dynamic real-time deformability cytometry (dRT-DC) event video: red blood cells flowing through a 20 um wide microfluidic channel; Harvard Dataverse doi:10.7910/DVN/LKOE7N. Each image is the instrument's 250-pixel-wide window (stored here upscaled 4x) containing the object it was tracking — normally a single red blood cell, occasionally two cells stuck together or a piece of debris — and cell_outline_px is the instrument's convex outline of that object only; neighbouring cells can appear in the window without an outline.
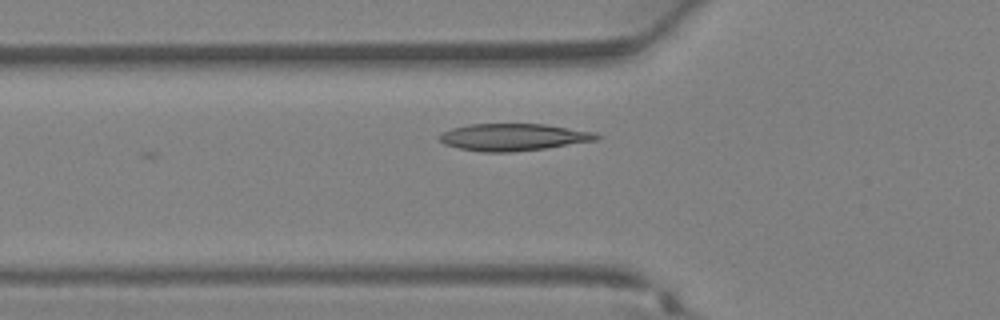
{"species": "Egyptian fruit bat (a non-hibernating species)", "species_latin": "Rousettus aegyptiacus", "temperature_condition": "warm", "stored_images_in_passage": 3, "camera_frame_rate_fps": 3000, "um_per_image_px": 0.085, "animal": {"sex": "female"}, "frame": {"image": 1, "passage_image": 3, "time_ms": 0.667, "image_size_px": [1000, 320], "cell_outline_px": [[600, 140], [544, 148], [512, 152], [480, 152], [460, 148], [444, 144], [440, 140], [440, 136], [444, 132], [452, 128], [468, 124], [544, 124], [596, 132], [600, 136]], "centroid_in_image_um": [43.68, 11.65], "position_along_channel_um": 82.1, "area_um2": 24.74}}